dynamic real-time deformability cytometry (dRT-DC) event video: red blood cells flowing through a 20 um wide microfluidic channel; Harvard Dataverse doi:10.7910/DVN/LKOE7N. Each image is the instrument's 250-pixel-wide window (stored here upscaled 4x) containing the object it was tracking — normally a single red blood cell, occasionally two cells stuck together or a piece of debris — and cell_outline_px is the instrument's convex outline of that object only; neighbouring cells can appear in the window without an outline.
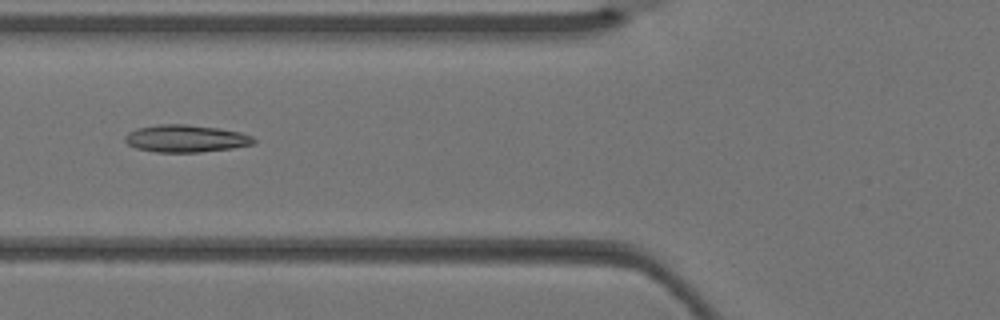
{"species": "Egyptian fruit bat (a non-hibernating species)", "species_latin": "Rousettus aegyptiacus", "temperature_condition": "warm", "stored_images_in_passage": 5, "camera_frame_rate_fps": 3000, "um_per_image_px": 0.085, "animal": {"sex": "female"}, "frame": {"image": 1, "passage_image": 5, "time_ms": 1.333, "image_size_px": [1000, 320], "cell_outline_px": [[256, 140], [252, 144], [232, 148], [200, 152], [156, 152], [136, 148], [128, 144], [124, 140], [124, 136], [128, 132], [136, 128], [160, 124], [184, 124], [220, 128], [240, 132], [252, 136]], "centroid_in_image_um": [15.77, 11.77], "position_along_channel_um": 110.0, "area_um2": 20.52}}